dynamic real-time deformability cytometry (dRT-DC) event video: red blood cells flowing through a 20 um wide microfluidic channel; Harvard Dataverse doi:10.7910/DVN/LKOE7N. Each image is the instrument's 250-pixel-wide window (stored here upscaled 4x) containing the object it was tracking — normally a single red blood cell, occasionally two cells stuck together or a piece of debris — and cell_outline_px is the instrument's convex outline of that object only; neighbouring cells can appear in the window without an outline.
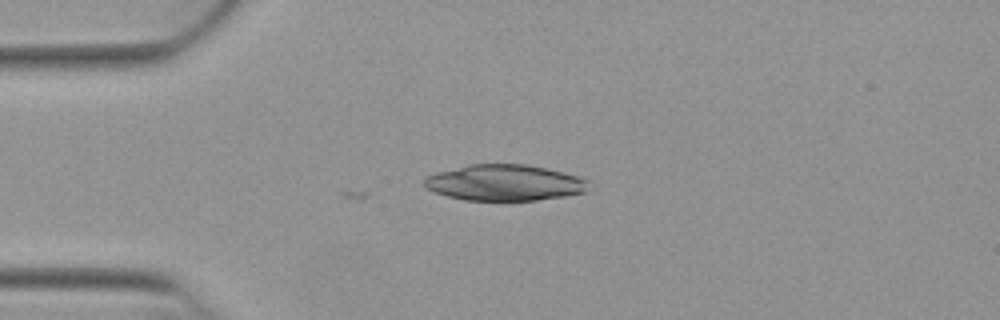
{"species": "Egyptian fruit bat (a non-hibernating species)", "species_latin": "Rousettus aegyptiacus", "temperature_condition": "warm", "stored_images_in_passage": 2, "camera_frame_rate_fps": 3000, "um_per_image_px": 0.085, "animal": {"sex": "female"}, "frame": {"image": 1, "passage_image": 2, "time_ms": 0.333, "image_size_px": [1000, 320], "cell_outline_px": [[588, 192], [564, 196], [536, 200], [464, 200], [448, 196], [436, 192], [428, 188], [424, 184], [424, 180], [428, 176], [436, 172], [468, 164], [528, 164], [548, 168], [564, 172], [588, 180]], "centroid_in_image_um": [42.92, 15.52], "position_along_channel_um": 42.1, "area_um2": 34.51}}